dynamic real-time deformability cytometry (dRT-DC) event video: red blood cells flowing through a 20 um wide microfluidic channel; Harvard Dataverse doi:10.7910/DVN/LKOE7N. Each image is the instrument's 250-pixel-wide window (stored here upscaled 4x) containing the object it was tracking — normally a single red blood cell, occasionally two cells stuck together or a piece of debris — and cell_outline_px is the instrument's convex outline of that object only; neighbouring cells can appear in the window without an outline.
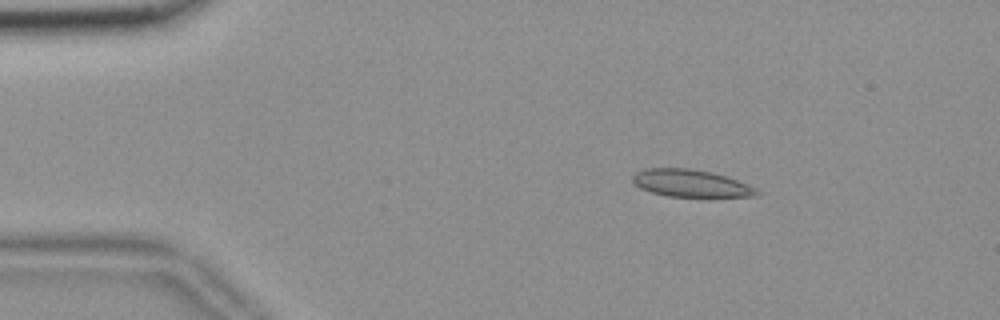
{"species": "common noctule bat (a hibernating species)", "species_latin": "Nyctalus noctula", "temperature_condition": "room temperature", "stored_images_in_passage": 56, "camera_frame_rate_fps": 3000, "um_per_image_px": 0.085, "animal": {"sex": "female", "body_mass_g": 18.4}, "frame": {"image": 1, "passage_image": 9, "time_ms": 2.667, "image_size_px": [1000, 320], "cell_outline_px": [[760, 192], [756, 196], [668, 196], [652, 192], [640, 188], [632, 180], [632, 176], [636, 172], [644, 168], [688, 168], [712, 172], [748, 184], [756, 188]], "centroid_in_image_um": [58.69, 15.57], "position_along_channel_um": 26.3, "area_um2": 19.48}}
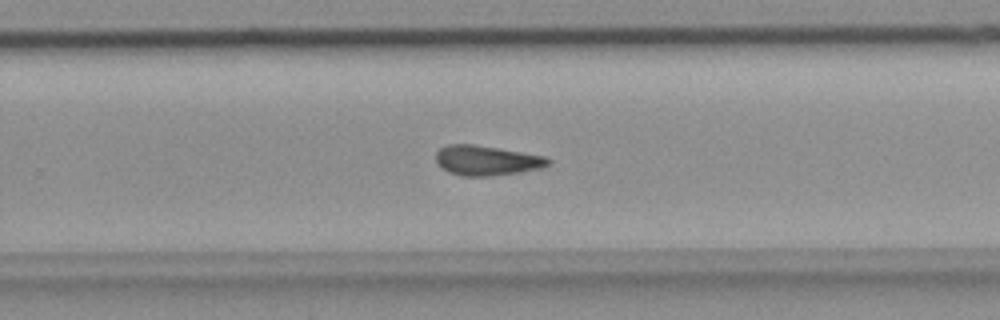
{"frame": {"image": 2, "passage_image": 36, "time_ms": 11.667, "image_size_px": [1000, 320], "cell_outline_px": [[552, 164], [540, 168], [520, 172], [488, 176], [460, 176], [448, 172], [436, 160], [436, 152], [440, 148], [448, 144], [472, 144], [544, 156], [552, 160]], "centroid_in_image_um": [41.37, 13.64], "position_along_channel_um": 288.4, "area_um2": 19.36}}
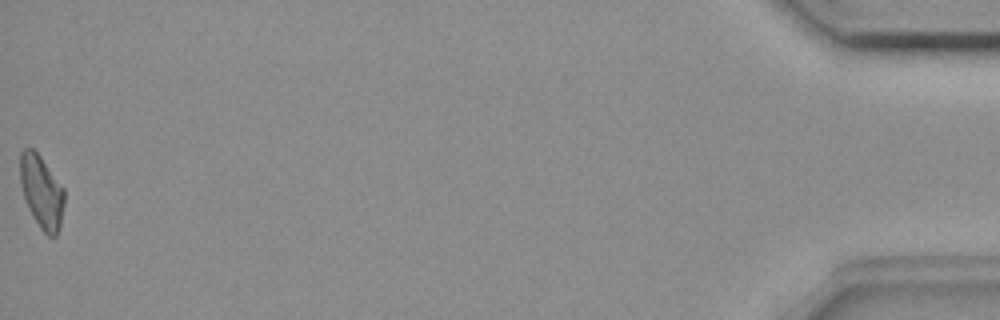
{"frame": {"image": 3, "passage_image": 56, "time_ms": 18.333, "image_size_px": [1000, 320], "cell_outline_px": [[64, 204], [60, 228], [56, 236], [48, 236], [40, 228], [28, 208], [20, 184], [20, 152], [24, 148], [32, 148], [40, 156], [64, 188]], "centroid_in_image_um": [3.54, 16.31], "position_along_channel_um": 431.7, "area_um2": 18.73}, "authors_computed_cell_mechanics": {"area_um2": 19.4208, "velocity_mm_per_s": 3.6493, "shape_relaxation_time_tau1_ms": null, "shape_relaxation_time_tau2_ms": 7.8914, "deformation_change_tau1": null, "deformation_change_tau2": 0.1589}}